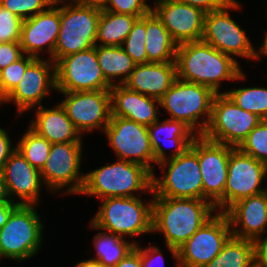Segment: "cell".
<instances>
[{
  "instance_id": "obj_1",
  "label": "cell",
  "mask_w": 267,
  "mask_h": 267,
  "mask_svg": "<svg viewBox=\"0 0 267 267\" xmlns=\"http://www.w3.org/2000/svg\"><path fill=\"white\" fill-rule=\"evenodd\" d=\"M215 206L204 199L153 197L152 232H162L178 261V249L213 215Z\"/></svg>"
},
{
  "instance_id": "obj_2",
  "label": "cell",
  "mask_w": 267,
  "mask_h": 267,
  "mask_svg": "<svg viewBox=\"0 0 267 267\" xmlns=\"http://www.w3.org/2000/svg\"><path fill=\"white\" fill-rule=\"evenodd\" d=\"M177 78L211 88L216 94L222 80H242L238 61L210 44L200 41L185 42L177 46Z\"/></svg>"
},
{
  "instance_id": "obj_3",
  "label": "cell",
  "mask_w": 267,
  "mask_h": 267,
  "mask_svg": "<svg viewBox=\"0 0 267 267\" xmlns=\"http://www.w3.org/2000/svg\"><path fill=\"white\" fill-rule=\"evenodd\" d=\"M152 191V173L137 163L118 159L117 162L104 165L85 174L80 194L93 195L98 199L110 197H135L131 194Z\"/></svg>"
},
{
  "instance_id": "obj_4",
  "label": "cell",
  "mask_w": 267,
  "mask_h": 267,
  "mask_svg": "<svg viewBox=\"0 0 267 267\" xmlns=\"http://www.w3.org/2000/svg\"><path fill=\"white\" fill-rule=\"evenodd\" d=\"M60 7V31L54 48V63L59 59L96 46L102 7L69 0Z\"/></svg>"
},
{
  "instance_id": "obj_5",
  "label": "cell",
  "mask_w": 267,
  "mask_h": 267,
  "mask_svg": "<svg viewBox=\"0 0 267 267\" xmlns=\"http://www.w3.org/2000/svg\"><path fill=\"white\" fill-rule=\"evenodd\" d=\"M102 200L101 208L91 220L94 229H103L122 238L152 232L153 200L146 204L136 196Z\"/></svg>"
},
{
  "instance_id": "obj_6",
  "label": "cell",
  "mask_w": 267,
  "mask_h": 267,
  "mask_svg": "<svg viewBox=\"0 0 267 267\" xmlns=\"http://www.w3.org/2000/svg\"><path fill=\"white\" fill-rule=\"evenodd\" d=\"M158 165L165 171L163 178L152 174L153 197L203 199V182L197 156V137L181 155L168 158Z\"/></svg>"
},
{
  "instance_id": "obj_7",
  "label": "cell",
  "mask_w": 267,
  "mask_h": 267,
  "mask_svg": "<svg viewBox=\"0 0 267 267\" xmlns=\"http://www.w3.org/2000/svg\"><path fill=\"white\" fill-rule=\"evenodd\" d=\"M216 93L209 87L176 79L159 99L170 119L184 122L197 135H202L209 124L212 103ZM206 119L199 122L201 116ZM199 133V134H198Z\"/></svg>"
},
{
  "instance_id": "obj_8",
  "label": "cell",
  "mask_w": 267,
  "mask_h": 267,
  "mask_svg": "<svg viewBox=\"0 0 267 267\" xmlns=\"http://www.w3.org/2000/svg\"><path fill=\"white\" fill-rule=\"evenodd\" d=\"M43 228L34 205H18L0 229V259L20 262L33 257L42 245Z\"/></svg>"
},
{
  "instance_id": "obj_9",
  "label": "cell",
  "mask_w": 267,
  "mask_h": 267,
  "mask_svg": "<svg viewBox=\"0 0 267 267\" xmlns=\"http://www.w3.org/2000/svg\"><path fill=\"white\" fill-rule=\"evenodd\" d=\"M261 119L233 103L225 93L215 95L211 117L202 136L238 148Z\"/></svg>"
},
{
  "instance_id": "obj_10",
  "label": "cell",
  "mask_w": 267,
  "mask_h": 267,
  "mask_svg": "<svg viewBox=\"0 0 267 267\" xmlns=\"http://www.w3.org/2000/svg\"><path fill=\"white\" fill-rule=\"evenodd\" d=\"M56 90L80 92L110 90L96 55V46L67 55L55 63Z\"/></svg>"
},
{
  "instance_id": "obj_11",
  "label": "cell",
  "mask_w": 267,
  "mask_h": 267,
  "mask_svg": "<svg viewBox=\"0 0 267 267\" xmlns=\"http://www.w3.org/2000/svg\"><path fill=\"white\" fill-rule=\"evenodd\" d=\"M231 236L227 215L217 212L178 249L177 267H204L221 252Z\"/></svg>"
},
{
  "instance_id": "obj_12",
  "label": "cell",
  "mask_w": 267,
  "mask_h": 267,
  "mask_svg": "<svg viewBox=\"0 0 267 267\" xmlns=\"http://www.w3.org/2000/svg\"><path fill=\"white\" fill-rule=\"evenodd\" d=\"M240 6L237 1L231 0L221 9L207 12L202 41L231 57L235 55L255 59L256 50L247 38L246 31L242 30L227 12Z\"/></svg>"
},
{
  "instance_id": "obj_13",
  "label": "cell",
  "mask_w": 267,
  "mask_h": 267,
  "mask_svg": "<svg viewBox=\"0 0 267 267\" xmlns=\"http://www.w3.org/2000/svg\"><path fill=\"white\" fill-rule=\"evenodd\" d=\"M234 147L197 136V156L203 182V199L224 212V189L229 156Z\"/></svg>"
},
{
  "instance_id": "obj_14",
  "label": "cell",
  "mask_w": 267,
  "mask_h": 267,
  "mask_svg": "<svg viewBox=\"0 0 267 267\" xmlns=\"http://www.w3.org/2000/svg\"><path fill=\"white\" fill-rule=\"evenodd\" d=\"M118 159L145 166L152 174L154 150L147 126L121 117H111L104 129Z\"/></svg>"
},
{
  "instance_id": "obj_15",
  "label": "cell",
  "mask_w": 267,
  "mask_h": 267,
  "mask_svg": "<svg viewBox=\"0 0 267 267\" xmlns=\"http://www.w3.org/2000/svg\"><path fill=\"white\" fill-rule=\"evenodd\" d=\"M82 142L52 144L49 156L40 171L42 181L52 191L66 189V193L80 194L85 181V173L80 172Z\"/></svg>"
},
{
  "instance_id": "obj_16",
  "label": "cell",
  "mask_w": 267,
  "mask_h": 267,
  "mask_svg": "<svg viewBox=\"0 0 267 267\" xmlns=\"http://www.w3.org/2000/svg\"><path fill=\"white\" fill-rule=\"evenodd\" d=\"M267 175V165L233 148L228 162V176L224 189V212L237 201L267 191L260 187ZM261 188V189H260Z\"/></svg>"
},
{
  "instance_id": "obj_17",
  "label": "cell",
  "mask_w": 267,
  "mask_h": 267,
  "mask_svg": "<svg viewBox=\"0 0 267 267\" xmlns=\"http://www.w3.org/2000/svg\"><path fill=\"white\" fill-rule=\"evenodd\" d=\"M61 93L66 98L60 104L80 134L94 128L104 131L111 118L110 90Z\"/></svg>"
},
{
  "instance_id": "obj_18",
  "label": "cell",
  "mask_w": 267,
  "mask_h": 267,
  "mask_svg": "<svg viewBox=\"0 0 267 267\" xmlns=\"http://www.w3.org/2000/svg\"><path fill=\"white\" fill-rule=\"evenodd\" d=\"M151 10L178 45L202 40L206 14L202 9L174 0H157Z\"/></svg>"
},
{
  "instance_id": "obj_19",
  "label": "cell",
  "mask_w": 267,
  "mask_h": 267,
  "mask_svg": "<svg viewBox=\"0 0 267 267\" xmlns=\"http://www.w3.org/2000/svg\"><path fill=\"white\" fill-rule=\"evenodd\" d=\"M52 70V71H51ZM56 89L55 63L51 60L35 58L26 69L17 87L8 95L7 102L16 104L17 113L30 110L48 94L50 88Z\"/></svg>"
},
{
  "instance_id": "obj_20",
  "label": "cell",
  "mask_w": 267,
  "mask_h": 267,
  "mask_svg": "<svg viewBox=\"0 0 267 267\" xmlns=\"http://www.w3.org/2000/svg\"><path fill=\"white\" fill-rule=\"evenodd\" d=\"M61 2L64 1L54 0L45 11L23 20L20 46L24 55L40 58L39 51L44 50V46L47 45L46 50L54 62V48L60 31V7L56 5Z\"/></svg>"
},
{
  "instance_id": "obj_21",
  "label": "cell",
  "mask_w": 267,
  "mask_h": 267,
  "mask_svg": "<svg viewBox=\"0 0 267 267\" xmlns=\"http://www.w3.org/2000/svg\"><path fill=\"white\" fill-rule=\"evenodd\" d=\"M224 213L233 236L261 242L262 232L267 231V191L237 201Z\"/></svg>"
},
{
  "instance_id": "obj_22",
  "label": "cell",
  "mask_w": 267,
  "mask_h": 267,
  "mask_svg": "<svg viewBox=\"0 0 267 267\" xmlns=\"http://www.w3.org/2000/svg\"><path fill=\"white\" fill-rule=\"evenodd\" d=\"M7 193L9 199L16 202L10 196H18L19 205H36L39 201L41 189L40 171L34 168L20 153L16 150L11 154L2 169Z\"/></svg>"
},
{
  "instance_id": "obj_23",
  "label": "cell",
  "mask_w": 267,
  "mask_h": 267,
  "mask_svg": "<svg viewBox=\"0 0 267 267\" xmlns=\"http://www.w3.org/2000/svg\"><path fill=\"white\" fill-rule=\"evenodd\" d=\"M110 94L111 117L125 118L147 127L159 119L156 109L159 99L140 94L124 84H114Z\"/></svg>"
},
{
  "instance_id": "obj_24",
  "label": "cell",
  "mask_w": 267,
  "mask_h": 267,
  "mask_svg": "<svg viewBox=\"0 0 267 267\" xmlns=\"http://www.w3.org/2000/svg\"><path fill=\"white\" fill-rule=\"evenodd\" d=\"M176 79V62H149L135 65L124 85L140 94L160 99Z\"/></svg>"
},
{
  "instance_id": "obj_25",
  "label": "cell",
  "mask_w": 267,
  "mask_h": 267,
  "mask_svg": "<svg viewBox=\"0 0 267 267\" xmlns=\"http://www.w3.org/2000/svg\"><path fill=\"white\" fill-rule=\"evenodd\" d=\"M149 138L154 150V163L158 164L164 160H167L168 157L174 158L181 154H183L191 145L193 140L198 136L197 133L188 127L184 122L177 121L174 119L168 118L160 123L159 119L155 121L153 124L148 127ZM164 133V135H162ZM161 135L162 137L161 141ZM171 143L170 146H176L175 151H172V154L169 153L167 157L163 147L161 146V142L164 145L165 139ZM169 146V145H168ZM171 154V155H170Z\"/></svg>"
},
{
  "instance_id": "obj_26",
  "label": "cell",
  "mask_w": 267,
  "mask_h": 267,
  "mask_svg": "<svg viewBox=\"0 0 267 267\" xmlns=\"http://www.w3.org/2000/svg\"><path fill=\"white\" fill-rule=\"evenodd\" d=\"M36 110L30 128L38 135L44 137L51 144L82 142L81 134L77 131L61 104L52 109H45L41 105Z\"/></svg>"
},
{
  "instance_id": "obj_27",
  "label": "cell",
  "mask_w": 267,
  "mask_h": 267,
  "mask_svg": "<svg viewBox=\"0 0 267 267\" xmlns=\"http://www.w3.org/2000/svg\"><path fill=\"white\" fill-rule=\"evenodd\" d=\"M146 33L147 63L176 61L178 44L152 10L146 15Z\"/></svg>"
},
{
  "instance_id": "obj_28",
  "label": "cell",
  "mask_w": 267,
  "mask_h": 267,
  "mask_svg": "<svg viewBox=\"0 0 267 267\" xmlns=\"http://www.w3.org/2000/svg\"><path fill=\"white\" fill-rule=\"evenodd\" d=\"M257 242L231 236L221 252L204 267H257Z\"/></svg>"
},
{
  "instance_id": "obj_29",
  "label": "cell",
  "mask_w": 267,
  "mask_h": 267,
  "mask_svg": "<svg viewBox=\"0 0 267 267\" xmlns=\"http://www.w3.org/2000/svg\"><path fill=\"white\" fill-rule=\"evenodd\" d=\"M96 55L104 78L113 86L124 84L135 68V63L126 54L122 46L96 45ZM121 76L118 83L114 79Z\"/></svg>"
},
{
  "instance_id": "obj_30",
  "label": "cell",
  "mask_w": 267,
  "mask_h": 267,
  "mask_svg": "<svg viewBox=\"0 0 267 267\" xmlns=\"http://www.w3.org/2000/svg\"><path fill=\"white\" fill-rule=\"evenodd\" d=\"M140 17L101 9L96 45L97 41H100L101 46H123L125 38L132 30L135 21Z\"/></svg>"
},
{
  "instance_id": "obj_31",
  "label": "cell",
  "mask_w": 267,
  "mask_h": 267,
  "mask_svg": "<svg viewBox=\"0 0 267 267\" xmlns=\"http://www.w3.org/2000/svg\"><path fill=\"white\" fill-rule=\"evenodd\" d=\"M93 241L97 257L92 259L106 267H115L136 244L110 232H98Z\"/></svg>"
},
{
  "instance_id": "obj_32",
  "label": "cell",
  "mask_w": 267,
  "mask_h": 267,
  "mask_svg": "<svg viewBox=\"0 0 267 267\" xmlns=\"http://www.w3.org/2000/svg\"><path fill=\"white\" fill-rule=\"evenodd\" d=\"M220 93H225L233 103L261 120L267 117V88L248 87Z\"/></svg>"
},
{
  "instance_id": "obj_33",
  "label": "cell",
  "mask_w": 267,
  "mask_h": 267,
  "mask_svg": "<svg viewBox=\"0 0 267 267\" xmlns=\"http://www.w3.org/2000/svg\"><path fill=\"white\" fill-rule=\"evenodd\" d=\"M51 146L49 141L29 127L16 148L34 168L41 171L49 156Z\"/></svg>"
},
{
  "instance_id": "obj_34",
  "label": "cell",
  "mask_w": 267,
  "mask_h": 267,
  "mask_svg": "<svg viewBox=\"0 0 267 267\" xmlns=\"http://www.w3.org/2000/svg\"><path fill=\"white\" fill-rule=\"evenodd\" d=\"M146 34V15H144L135 21L123 42L125 47L122 48L136 65L147 63Z\"/></svg>"
},
{
  "instance_id": "obj_35",
  "label": "cell",
  "mask_w": 267,
  "mask_h": 267,
  "mask_svg": "<svg viewBox=\"0 0 267 267\" xmlns=\"http://www.w3.org/2000/svg\"><path fill=\"white\" fill-rule=\"evenodd\" d=\"M238 148L267 165V122L261 120Z\"/></svg>"
},
{
  "instance_id": "obj_36",
  "label": "cell",
  "mask_w": 267,
  "mask_h": 267,
  "mask_svg": "<svg viewBox=\"0 0 267 267\" xmlns=\"http://www.w3.org/2000/svg\"><path fill=\"white\" fill-rule=\"evenodd\" d=\"M54 0H0V6L8 9L22 20L34 17L40 12L45 11Z\"/></svg>"
},
{
  "instance_id": "obj_37",
  "label": "cell",
  "mask_w": 267,
  "mask_h": 267,
  "mask_svg": "<svg viewBox=\"0 0 267 267\" xmlns=\"http://www.w3.org/2000/svg\"><path fill=\"white\" fill-rule=\"evenodd\" d=\"M35 59L33 56L24 55L1 70L3 83L5 87V102L8 95L17 87L24 76L27 66Z\"/></svg>"
},
{
  "instance_id": "obj_38",
  "label": "cell",
  "mask_w": 267,
  "mask_h": 267,
  "mask_svg": "<svg viewBox=\"0 0 267 267\" xmlns=\"http://www.w3.org/2000/svg\"><path fill=\"white\" fill-rule=\"evenodd\" d=\"M23 20L0 6V43L20 42Z\"/></svg>"
},
{
  "instance_id": "obj_39",
  "label": "cell",
  "mask_w": 267,
  "mask_h": 267,
  "mask_svg": "<svg viewBox=\"0 0 267 267\" xmlns=\"http://www.w3.org/2000/svg\"><path fill=\"white\" fill-rule=\"evenodd\" d=\"M102 9L113 13L144 16L151 11L152 7L146 3V0H108Z\"/></svg>"
},
{
  "instance_id": "obj_40",
  "label": "cell",
  "mask_w": 267,
  "mask_h": 267,
  "mask_svg": "<svg viewBox=\"0 0 267 267\" xmlns=\"http://www.w3.org/2000/svg\"><path fill=\"white\" fill-rule=\"evenodd\" d=\"M23 55L20 42L0 43V70L20 59Z\"/></svg>"
},
{
  "instance_id": "obj_41",
  "label": "cell",
  "mask_w": 267,
  "mask_h": 267,
  "mask_svg": "<svg viewBox=\"0 0 267 267\" xmlns=\"http://www.w3.org/2000/svg\"><path fill=\"white\" fill-rule=\"evenodd\" d=\"M202 9L205 13L223 8L231 0H174Z\"/></svg>"
},
{
  "instance_id": "obj_42",
  "label": "cell",
  "mask_w": 267,
  "mask_h": 267,
  "mask_svg": "<svg viewBox=\"0 0 267 267\" xmlns=\"http://www.w3.org/2000/svg\"><path fill=\"white\" fill-rule=\"evenodd\" d=\"M11 143L12 142L6 131L0 128V171H2L4 164L16 150V147H14V149L11 147Z\"/></svg>"
},
{
  "instance_id": "obj_43",
  "label": "cell",
  "mask_w": 267,
  "mask_h": 267,
  "mask_svg": "<svg viewBox=\"0 0 267 267\" xmlns=\"http://www.w3.org/2000/svg\"><path fill=\"white\" fill-rule=\"evenodd\" d=\"M158 257L165 263V261L163 260L164 259L163 254L158 247L152 246V247H148L146 249L141 247V265H142V267H152V265L154 264V261H155V263L157 262ZM163 267H164V265H163Z\"/></svg>"
},
{
  "instance_id": "obj_44",
  "label": "cell",
  "mask_w": 267,
  "mask_h": 267,
  "mask_svg": "<svg viewBox=\"0 0 267 267\" xmlns=\"http://www.w3.org/2000/svg\"><path fill=\"white\" fill-rule=\"evenodd\" d=\"M115 267H142L141 247L135 244V247Z\"/></svg>"
},
{
  "instance_id": "obj_45",
  "label": "cell",
  "mask_w": 267,
  "mask_h": 267,
  "mask_svg": "<svg viewBox=\"0 0 267 267\" xmlns=\"http://www.w3.org/2000/svg\"><path fill=\"white\" fill-rule=\"evenodd\" d=\"M17 202L2 201L0 202V229L7 223L11 212L18 206Z\"/></svg>"
},
{
  "instance_id": "obj_46",
  "label": "cell",
  "mask_w": 267,
  "mask_h": 267,
  "mask_svg": "<svg viewBox=\"0 0 267 267\" xmlns=\"http://www.w3.org/2000/svg\"><path fill=\"white\" fill-rule=\"evenodd\" d=\"M257 267H267V238L257 243Z\"/></svg>"
},
{
  "instance_id": "obj_47",
  "label": "cell",
  "mask_w": 267,
  "mask_h": 267,
  "mask_svg": "<svg viewBox=\"0 0 267 267\" xmlns=\"http://www.w3.org/2000/svg\"><path fill=\"white\" fill-rule=\"evenodd\" d=\"M2 201H12V200L9 199L3 173L2 171H0V202Z\"/></svg>"
},
{
  "instance_id": "obj_48",
  "label": "cell",
  "mask_w": 267,
  "mask_h": 267,
  "mask_svg": "<svg viewBox=\"0 0 267 267\" xmlns=\"http://www.w3.org/2000/svg\"><path fill=\"white\" fill-rule=\"evenodd\" d=\"M75 267H106V266H104L98 260L90 259L79 262Z\"/></svg>"
},
{
  "instance_id": "obj_49",
  "label": "cell",
  "mask_w": 267,
  "mask_h": 267,
  "mask_svg": "<svg viewBox=\"0 0 267 267\" xmlns=\"http://www.w3.org/2000/svg\"><path fill=\"white\" fill-rule=\"evenodd\" d=\"M263 45L262 47H260V50L259 51H255V59H259L261 58L260 56L263 55V56H267V31L265 33V37H264V41H263Z\"/></svg>"
},
{
  "instance_id": "obj_50",
  "label": "cell",
  "mask_w": 267,
  "mask_h": 267,
  "mask_svg": "<svg viewBox=\"0 0 267 267\" xmlns=\"http://www.w3.org/2000/svg\"><path fill=\"white\" fill-rule=\"evenodd\" d=\"M5 102V87L3 83L2 73L0 70V104Z\"/></svg>"
},
{
  "instance_id": "obj_51",
  "label": "cell",
  "mask_w": 267,
  "mask_h": 267,
  "mask_svg": "<svg viewBox=\"0 0 267 267\" xmlns=\"http://www.w3.org/2000/svg\"><path fill=\"white\" fill-rule=\"evenodd\" d=\"M83 1L99 7H103L108 2V0H83Z\"/></svg>"
}]
</instances>
